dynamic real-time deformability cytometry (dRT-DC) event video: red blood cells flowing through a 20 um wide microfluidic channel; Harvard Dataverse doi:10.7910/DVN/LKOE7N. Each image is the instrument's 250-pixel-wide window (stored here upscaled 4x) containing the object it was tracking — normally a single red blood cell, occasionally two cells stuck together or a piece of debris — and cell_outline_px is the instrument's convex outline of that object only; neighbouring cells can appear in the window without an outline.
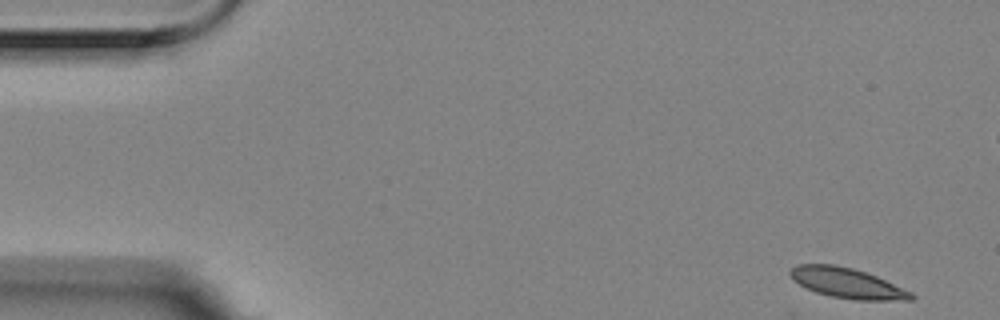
{"species": "Egyptian fruit bat (a non-hibernating species)", "species_latin": "Rousettus aegyptiacus", "temperature_condition": "room temperature", "stored_images_in_passage": 5, "camera_frame_rate_fps": 3000, "um_per_image_px": 0.085, "animal": {"sex": "female"}, "frame": {"image": 1, "passage_image": 1, "time_ms": 0.0, "image_size_px": [1000, 320], "cell_outline_px": [[916, 296], [912, 300], [856, 300], [832, 296], [816, 292], [792, 280], [788, 272], [796, 264], [836, 264], [852, 268], [876, 276], [912, 292]], "centroid_in_image_um": [72.0, 24.05], "position_along_channel_um": 13.0, "area_um2": 21.15}}